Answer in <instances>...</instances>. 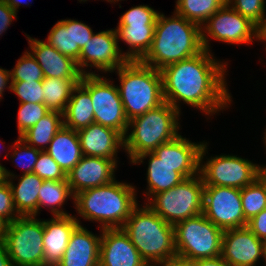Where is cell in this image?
<instances>
[{
	"instance_id": "1",
	"label": "cell",
	"mask_w": 266,
	"mask_h": 266,
	"mask_svg": "<svg viewBox=\"0 0 266 266\" xmlns=\"http://www.w3.org/2000/svg\"><path fill=\"white\" fill-rule=\"evenodd\" d=\"M227 65L205 49L195 56L167 65L160 70L165 102L179 113L181 101L202 110L207 116L227 109L232 102L225 81Z\"/></svg>"
},
{
	"instance_id": "2",
	"label": "cell",
	"mask_w": 266,
	"mask_h": 266,
	"mask_svg": "<svg viewBox=\"0 0 266 266\" xmlns=\"http://www.w3.org/2000/svg\"><path fill=\"white\" fill-rule=\"evenodd\" d=\"M203 50L201 27L198 24L175 11L171 17L159 12L151 47L140 61L160 71Z\"/></svg>"
},
{
	"instance_id": "3",
	"label": "cell",
	"mask_w": 266,
	"mask_h": 266,
	"mask_svg": "<svg viewBox=\"0 0 266 266\" xmlns=\"http://www.w3.org/2000/svg\"><path fill=\"white\" fill-rule=\"evenodd\" d=\"M136 188L126 182H112L83 190L74 195L77 213L85 220L96 221L100 229L122 228L138 204Z\"/></svg>"
},
{
	"instance_id": "4",
	"label": "cell",
	"mask_w": 266,
	"mask_h": 266,
	"mask_svg": "<svg viewBox=\"0 0 266 266\" xmlns=\"http://www.w3.org/2000/svg\"><path fill=\"white\" fill-rule=\"evenodd\" d=\"M122 229L149 266L176 255L173 225L146 203L132 209Z\"/></svg>"
},
{
	"instance_id": "5",
	"label": "cell",
	"mask_w": 266,
	"mask_h": 266,
	"mask_svg": "<svg viewBox=\"0 0 266 266\" xmlns=\"http://www.w3.org/2000/svg\"><path fill=\"white\" fill-rule=\"evenodd\" d=\"M115 73L119 77L117 87L129 121L165 103L161 71L141 61L128 60Z\"/></svg>"
},
{
	"instance_id": "6",
	"label": "cell",
	"mask_w": 266,
	"mask_h": 266,
	"mask_svg": "<svg viewBox=\"0 0 266 266\" xmlns=\"http://www.w3.org/2000/svg\"><path fill=\"white\" fill-rule=\"evenodd\" d=\"M180 114L165 102L143 115L132 118L128 123L123 147L130 163L139 155L153 152L161 144L174 140L179 135Z\"/></svg>"
},
{
	"instance_id": "7",
	"label": "cell",
	"mask_w": 266,
	"mask_h": 266,
	"mask_svg": "<svg viewBox=\"0 0 266 266\" xmlns=\"http://www.w3.org/2000/svg\"><path fill=\"white\" fill-rule=\"evenodd\" d=\"M204 187L202 177L198 174L155 194L146 204L174 226L203 213Z\"/></svg>"
},
{
	"instance_id": "8",
	"label": "cell",
	"mask_w": 266,
	"mask_h": 266,
	"mask_svg": "<svg viewBox=\"0 0 266 266\" xmlns=\"http://www.w3.org/2000/svg\"><path fill=\"white\" fill-rule=\"evenodd\" d=\"M176 254L190 260L221 256L223 230L203 214L174 226Z\"/></svg>"
},
{
	"instance_id": "9",
	"label": "cell",
	"mask_w": 266,
	"mask_h": 266,
	"mask_svg": "<svg viewBox=\"0 0 266 266\" xmlns=\"http://www.w3.org/2000/svg\"><path fill=\"white\" fill-rule=\"evenodd\" d=\"M43 220L19 216L7 224L3 243L14 266H44Z\"/></svg>"
},
{
	"instance_id": "10",
	"label": "cell",
	"mask_w": 266,
	"mask_h": 266,
	"mask_svg": "<svg viewBox=\"0 0 266 266\" xmlns=\"http://www.w3.org/2000/svg\"><path fill=\"white\" fill-rule=\"evenodd\" d=\"M204 141L200 152L199 174L205 186H223L242 189L257 179L259 164L237 155H215L204 162L208 154ZM204 163V164H203Z\"/></svg>"
},
{
	"instance_id": "11",
	"label": "cell",
	"mask_w": 266,
	"mask_h": 266,
	"mask_svg": "<svg viewBox=\"0 0 266 266\" xmlns=\"http://www.w3.org/2000/svg\"><path fill=\"white\" fill-rule=\"evenodd\" d=\"M93 102L94 122L126 134L127 119L117 85L99 74L82 75L79 83Z\"/></svg>"
},
{
	"instance_id": "12",
	"label": "cell",
	"mask_w": 266,
	"mask_h": 266,
	"mask_svg": "<svg viewBox=\"0 0 266 266\" xmlns=\"http://www.w3.org/2000/svg\"><path fill=\"white\" fill-rule=\"evenodd\" d=\"M201 34L203 47L207 51L211 50L209 37L231 45H250L254 39L259 40V28L228 3H225L201 26Z\"/></svg>"
},
{
	"instance_id": "13",
	"label": "cell",
	"mask_w": 266,
	"mask_h": 266,
	"mask_svg": "<svg viewBox=\"0 0 266 266\" xmlns=\"http://www.w3.org/2000/svg\"><path fill=\"white\" fill-rule=\"evenodd\" d=\"M202 214L223 231L246 227L248 222L239 188L205 186Z\"/></svg>"
},
{
	"instance_id": "14",
	"label": "cell",
	"mask_w": 266,
	"mask_h": 266,
	"mask_svg": "<svg viewBox=\"0 0 266 266\" xmlns=\"http://www.w3.org/2000/svg\"><path fill=\"white\" fill-rule=\"evenodd\" d=\"M120 40L117 39L115 28L93 34L90 41L80 52L77 67L82 75L97 74L90 72L85 67H95V69L111 73L125 64L128 59L124 56V51L119 47ZM90 63V64H89Z\"/></svg>"
},
{
	"instance_id": "15",
	"label": "cell",
	"mask_w": 266,
	"mask_h": 266,
	"mask_svg": "<svg viewBox=\"0 0 266 266\" xmlns=\"http://www.w3.org/2000/svg\"><path fill=\"white\" fill-rule=\"evenodd\" d=\"M221 257L230 266H256L263 258L262 240L246 226L223 232Z\"/></svg>"
},
{
	"instance_id": "16",
	"label": "cell",
	"mask_w": 266,
	"mask_h": 266,
	"mask_svg": "<svg viewBox=\"0 0 266 266\" xmlns=\"http://www.w3.org/2000/svg\"><path fill=\"white\" fill-rule=\"evenodd\" d=\"M117 165L113 159L83 155L67 173V181L73 195L112 182Z\"/></svg>"
},
{
	"instance_id": "17",
	"label": "cell",
	"mask_w": 266,
	"mask_h": 266,
	"mask_svg": "<svg viewBox=\"0 0 266 266\" xmlns=\"http://www.w3.org/2000/svg\"><path fill=\"white\" fill-rule=\"evenodd\" d=\"M100 231L99 266H149L122 228Z\"/></svg>"
},
{
	"instance_id": "18",
	"label": "cell",
	"mask_w": 266,
	"mask_h": 266,
	"mask_svg": "<svg viewBox=\"0 0 266 266\" xmlns=\"http://www.w3.org/2000/svg\"><path fill=\"white\" fill-rule=\"evenodd\" d=\"M203 142H192L178 135L174 140L161 144L153 153L163 162L176 167L185 179L199 174L200 152Z\"/></svg>"
},
{
	"instance_id": "19",
	"label": "cell",
	"mask_w": 266,
	"mask_h": 266,
	"mask_svg": "<svg viewBox=\"0 0 266 266\" xmlns=\"http://www.w3.org/2000/svg\"><path fill=\"white\" fill-rule=\"evenodd\" d=\"M93 34L91 27L81 21L62 19L51 28L46 42L77 63L81 50Z\"/></svg>"
},
{
	"instance_id": "20",
	"label": "cell",
	"mask_w": 266,
	"mask_h": 266,
	"mask_svg": "<svg viewBox=\"0 0 266 266\" xmlns=\"http://www.w3.org/2000/svg\"><path fill=\"white\" fill-rule=\"evenodd\" d=\"M77 134L84 156L108 158L118 162L117 152L124 149V137L118 131L94 122L77 131Z\"/></svg>"
},
{
	"instance_id": "21",
	"label": "cell",
	"mask_w": 266,
	"mask_h": 266,
	"mask_svg": "<svg viewBox=\"0 0 266 266\" xmlns=\"http://www.w3.org/2000/svg\"><path fill=\"white\" fill-rule=\"evenodd\" d=\"M27 36L30 52L43 70L44 77L81 79L82 74L72 58L63 55L47 42Z\"/></svg>"
},
{
	"instance_id": "22",
	"label": "cell",
	"mask_w": 266,
	"mask_h": 266,
	"mask_svg": "<svg viewBox=\"0 0 266 266\" xmlns=\"http://www.w3.org/2000/svg\"><path fill=\"white\" fill-rule=\"evenodd\" d=\"M81 224L76 216H53L43 220L44 266H56L62 259L71 234Z\"/></svg>"
},
{
	"instance_id": "23",
	"label": "cell",
	"mask_w": 266,
	"mask_h": 266,
	"mask_svg": "<svg viewBox=\"0 0 266 266\" xmlns=\"http://www.w3.org/2000/svg\"><path fill=\"white\" fill-rule=\"evenodd\" d=\"M100 240L101 234L97 236L79 224L56 266H99Z\"/></svg>"
},
{
	"instance_id": "24",
	"label": "cell",
	"mask_w": 266,
	"mask_h": 266,
	"mask_svg": "<svg viewBox=\"0 0 266 266\" xmlns=\"http://www.w3.org/2000/svg\"><path fill=\"white\" fill-rule=\"evenodd\" d=\"M147 157H149L146 178L148 186L144 195L148 202L155 194L173 188L185 178L176 171V167L161 161L153 152L141 154L131 163L139 165Z\"/></svg>"
},
{
	"instance_id": "25",
	"label": "cell",
	"mask_w": 266,
	"mask_h": 266,
	"mask_svg": "<svg viewBox=\"0 0 266 266\" xmlns=\"http://www.w3.org/2000/svg\"><path fill=\"white\" fill-rule=\"evenodd\" d=\"M7 181L12 190L13 201L17 213L20 216L38 215V195L43 184V179L34 173L22 174L18 177V184L14 185L13 180L17 176L5 167Z\"/></svg>"
},
{
	"instance_id": "26",
	"label": "cell",
	"mask_w": 266,
	"mask_h": 266,
	"mask_svg": "<svg viewBox=\"0 0 266 266\" xmlns=\"http://www.w3.org/2000/svg\"><path fill=\"white\" fill-rule=\"evenodd\" d=\"M67 174L82 158L77 131L63 126L45 150Z\"/></svg>"
},
{
	"instance_id": "27",
	"label": "cell",
	"mask_w": 266,
	"mask_h": 266,
	"mask_svg": "<svg viewBox=\"0 0 266 266\" xmlns=\"http://www.w3.org/2000/svg\"><path fill=\"white\" fill-rule=\"evenodd\" d=\"M94 123V108L90 94L78 84L63 113V125L79 131Z\"/></svg>"
},
{
	"instance_id": "28",
	"label": "cell",
	"mask_w": 266,
	"mask_h": 266,
	"mask_svg": "<svg viewBox=\"0 0 266 266\" xmlns=\"http://www.w3.org/2000/svg\"><path fill=\"white\" fill-rule=\"evenodd\" d=\"M115 30L117 39L129 47L124 56L129 61H140L151 47L155 25H118Z\"/></svg>"
},
{
	"instance_id": "29",
	"label": "cell",
	"mask_w": 266,
	"mask_h": 266,
	"mask_svg": "<svg viewBox=\"0 0 266 266\" xmlns=\"http://www.w3.org/2000/svg\"><path fill=\"white\" fill-rule=\"evenodd\" d=\"M63 126V114L49 111L34 126L23 133L20 138L28 145L45 151L53 137Z\"/></svg>"
},
{
	"instance_id": "30",
	"label": "cell",
	"mask_w": 266,
	"mask_h": 266,
	"mask_svg": "<svg viewBox=\"0 0 266 266\" xmlns=\"http://www.w3.org/2000/svg\"><path fill=\"white\" fill-rule=\"evenodd\" d=\"M68 198L74 200V195L67 180H44L38 195V214L41 208L49 207L48 209L53 216L70 215L62 208Z\"/></svg>"
},
{
	"instance_id": "31",
	"label": "cell",
	"mask_w": 266,
	"mask_h": 266,
	"mask_svg": "<svg viewBox=\"0 0 266 266\" xmlns=\"http://www.w3.org/2000/svg\"><path fill=\"white\" fill-rule=\"evenodd\" d=\"M81 79H63L45 77L43 84V104L49 111L64 113L73 89Z\"/></svg>"
},
{
	"instance_id": "32",
	"label": "cell",
	"mask_w": 266,
	"mask_h": 266,
	"mask_svg": "<svg viewBox=\"0 0 266 266\" xmlns=\"http://www.w3.org/2000/svg\"><path fill=\"white\" fill-rule=\"evenodd\" d=\"M225 3L227 0H179L175 12L201 27Z\"/></svg>"
},
{
	"instance_id": "33",
	"label": "cell",
	"mask_w": 266,
	"mask_h": 266,
	"mask_svg": "<svg viewBox=\"0 0 266 266\" xmlns=\"http://www.w3.org/2000/svg\"><path fill=\"white\" fill-rule=\"evenodd\" d=\"M242 210L245 219L251 218L266 209V190L262 183L256 179L253 183L241 189Z\"/></svg>"
},
{
	"instance_id": "34",
	"label": "cell",
	"mask_w": 266,
	"mask_h": 266,
	"mask_svg": "<svg viewBox=\"0 0 266 266\" xmlns=\"http://www.w3.org/2000/svg\"><path fill=\"white\" fill-rule=\"evenodd\" d=\"M14 66L11 69V81L21 82V81H43L44 74L43 70L37 63L35 57L31 52L27 51L23 53Z\"/></svg>"
},
{
	"instance_id": "35",
	"label": "cell",
	"mask_w": 266,
	"mask_h": 266,
	"mask_svg": "<svg viewBox=\"0 0 266 266\" xmlns=\"http://www.w3.org/2000/svg\"><path fill=\"white\" fill-rule=\"evenodd\" d=\"M11 148L13 151L10 155V159L13 158V161L16 162L15 165L22 168V174L33 173V168L38 160L41 150L28 145L19 136Z\"/></svg>"
},
{
	"instance_id": "36",
	"label": "cell",
	"mask_w": 266,
	"mask_h": 266,
	"mask_svg": "<svg viewBox=\"0 0 266 266\" xmlns=\"http://www.w3.org/2000/svg\"><path fill=\"white\" fill-rule=\"evenodd\" d=\"M227 3L258 28L263 25L266 18L265 0H227Z\"/></svg>"
},
{
	"instance_id": "37",
	"label": "cell",
	"mask_w": 266,
	"mask_h": 266,
	"mask_svg": "<svg viewBox=\"0 0 266 266\" xmlns=\"http://www.w3.org/2000/svg\"><path fill=\"white\" fill-rule=\"evenodd\" d=\"M49 110L41 103H20L17 116L19 137L34 126Z\"/></svg>"
},
{
	"instance_id": "38",
	"label": "cell",
	"mask_w": 266,
	"mask_h": 266,
	"mask_svg": "<svg viewBox=\"0 0 266 266\" xmlns=\"http://www.w3.org/2000/svg\"><path fill=\"white\" fill-rule=\"evenodd\" d=\"M33 173L43 180H67V174L57 162L45 151H41L33 168Z\"/></svg>"
},
{
	"instance_id": "39",
	"label": "cell",
	"mask_w": 266,
	"mask_h": 266,
	"mask_svg": "<svg viewBox=\"0 0 266 266\" xmlns=\"http://www.w3.org/2000/svg\"><path fill=\"white\" fill-rule=\"evenodd\" d=\"M159 12L149 5L134 6L121 14L119 25H156Z\"/></svg>"
},
{
	"instance_id": "40",
	"label": "cell",
	"mask_w": 266,
	"mask_h": 266,
	"mask_svg": "<svg viewBox=\"0 0 266 266\" xmlns=\"http://www.w3.org/2000/svg\"><path fill=\"white\" fill-rule=\"evenodd\" d=\"M10 91L18 96L20 103L43 104L44 90L42 81L12 82Z\"/></svg>"
},
{
	"instance_id": "41",
	"label": "cell",
	"mask_w": 266,
	"mask_h": 266,
	"mask_svg": "<svg viewBox=\"0 0 266 266\" xmlns=\"http://www.w3.org/2000/svg\"><path fill=\"white\" fill-rule=\"evenodd\" d=\"M19 216L14 205L11 187L6 180L0 183V218L9 224Z\"/></svg>"
},
{
	"instance_id": "42",
	"label": "cell",
	"mask_w": 266,
	"mask_h": 266,
	"mask_svg": "<svg viewBox=\"0 0 266 266\" xmlns=\"http://www.w3.org/2000/svg\"><path fill=\"white\" fill-rule=\"evenodd\" d=\"M247 227L258 239L266 238V209H263L259 214L251 218L247 222Z\"/></svg>"
},
{
	"instance_id": "43",
	"label": "cell",
	"mask_w": 266,
	"mask_h": 266,
	"mask_svg": "<svg viewBox=\"0 0 266 266\" xmlns=\"http://www.w3.org/2000/svg\"><path fill=\"white\" fill-rule=\"evenodd\" d=\"M17 19V13L11 9L6 0L0 2V35L5 32L14 19Z\"/></svg>"
},
{
	"instance_id": "44",
	"label": "cell",
	"mask_w": 266,
	"mask_h": 266,
	"mask_svg": "<svg viewBox=\"0 0 266 266\" xmlns=\"http://www.w3.org/2000/svg\"><path fill=\"white\" fill-rule=\"evenodd\" d=\"M155 266H194V260L176 254L164 261L158 262Z\"/></svg>"
},
{
	"instance_id": "45",
	"label": "cell",
	"mask_w": 266,
	"mask_h": 266,
	"mask_svg": "<svg viewBox=\"0 0 266 266\" xmlns=\"http://www.w3.org/2000/svg\"><path fill=\"white\" fill-rule=\"evenodd\" d=\"M11 72L10 70L0 67V101L3 97L4 90L7 88L11 90ZM9 84V85H8ZM8 85V86H7Z\"/></svg>"
},
{
	"instance_id": "46",
	"label": "cell",
	"mask_w": 266,
	"mask_h": 266,
	"mask_svg": "<svg viewBox=\"0 0 266 266\" xmlns=\"http://www.w3.org/2000/svg\"><path fill=\"white\" fill-rule=\"evenodd\" d=\"M194 266H230L221 256L194 260Z\"/></svg>"
},
{
	"instance_id": "47",
	"label": "cell",
	"mask_w": 266,
	"mask_h": 266,
	"mask_svg": "<svg viewBox=\"0 0 266 266\" xmlns=\"http://www.w3.org/2000/svg\"><path fill=\"white\" fill-rule=\"evenodd\" d=\"M0 266H14L2 241H0Z\"/></svg>"
},
{
	"instance_id": "48",
	"label": "cell",
	"mask_w": 266,
	"mask_h": 266,
	"mask_svg": "<svg viewBox=\"0 0 266 266\" xmlns=\"http://www.w3.org/2000/svg\"><path fill=\"white\" fill-rule=\"evenodd\" d=\"M29 0H6L8 6L13 9L16 13H18L17 9H19L20 6L24 5H29V2H27ZM22 4V5H21Z\"/></svg>"
},
{
	"instance_id": "49",
	"label": "cell",
	"mask_w": 266,
	"mask_h": 266,
	"mask_svg": "<svg viewBox=\"0 0 266 266\" xmlns=\"http://www.w3.org/2000/svg\"><path fill=\"white\" fill-rule=\"evenodd\" d=\"M257 179L262 183L266 190V167L260 166L258 169Z\"/></svg>"
},
{
	"instance_id": "50",
	"label": "cell",
	"mask_w": 266,
	"mask_h": 266,
	"mask_svg": "<svg viewBox=\"0 0 266 266\" xmlns=\"http://www.w3.org/2000/svg\"><path fill=\"white\" fill-rule=\"evenodd\" d=\"M259 41L266 43V18L263 25L259 28Z\"/></svg>"
},
{
	"instance_id": "51",
	"label": "cell",
	"mask_w": 266,
	"mask_h": 266,
	"mask_svg": "<svg viewBox=\"0 0 266 266\" xmlns=\"http://www.w3.org/2000/svg\"><path fill=\"white\" fill-rule=\"evenodd\" d=\"M7 223L0 218V241H3L6 233Z\"/></svg>"
},
{
	"instance_id": "52",
	"label": "cell",
	"mask_w": 266,
	"mask_h": 266,
	"mask_svg": "<svg viewBox=\"0 0 266 266\" xmlns=\"http://www.w3.org/2000/svg\"><path fill=\"white\" fill-rule=\"evenodd\" d=\"M6 180H7V178H6V174H5V167L0 164V183H3Z\"/></svg>"
},
{
	"instance_id": "53",
	"label": "cell",
	"mask_w": 266,
	"mask_h": 266,
	"mask_svg": "<svg viewBox=\"0 0 266 266\" xmlns=\"http://www.w3.org/2000/svg\"><path fill=\"white\" fill-rule=\"evenodd\" d=\"M262 245H263V258L265 261V264H266V238L262 240Z\"/></svg>"
},
{
	"instance_id": "54",
	"label": "cell",
	"mask_w": 266,
	"mask_h": 266,
	"mask_svg": "<svg viewBox=\"0 0 266 266\" xmlns=\"http://www.w3.org/2000/svg\"><path fill=\"white\" fill-rule=\"evenodd\" d=\"M263 138H264L263 143L265 144L264 146L266 148V129H265L264 137ZM260 166L266 167V165L264 166V165H261V164H260Z\"/></svg>"
},
{
	"instance_id": "55",
	"label": "cell",
	"mask_w": 266,
	"mask_h": 266,
	"mask_svg": "<svg viewBox=\"0 0 266 266\" xmlns=\"http://www.w3.org/2000/svg\"><path fill=\"white\" fill-rule=\"evenodd\" d=\"M104 1V0H103ZM106 2H110V3H115V2H118V1H122V0H105Z\"/></svg>"
},
{
	"instance_id": "56",
	"label": "cell",
	"mask_w": 266,
	"mask_h": 266,
	"mask_svg": "<svg viewBox=\"0 0 266 266\" xmlns=\"http://www.w3.org/2000/svg\"><path fill=\"white\" fill-rule=\"evenodd\" d=\"M78 1L82 3V1L85 2V1H88V0H78Z\"/></svg>"
}]
</instances>
